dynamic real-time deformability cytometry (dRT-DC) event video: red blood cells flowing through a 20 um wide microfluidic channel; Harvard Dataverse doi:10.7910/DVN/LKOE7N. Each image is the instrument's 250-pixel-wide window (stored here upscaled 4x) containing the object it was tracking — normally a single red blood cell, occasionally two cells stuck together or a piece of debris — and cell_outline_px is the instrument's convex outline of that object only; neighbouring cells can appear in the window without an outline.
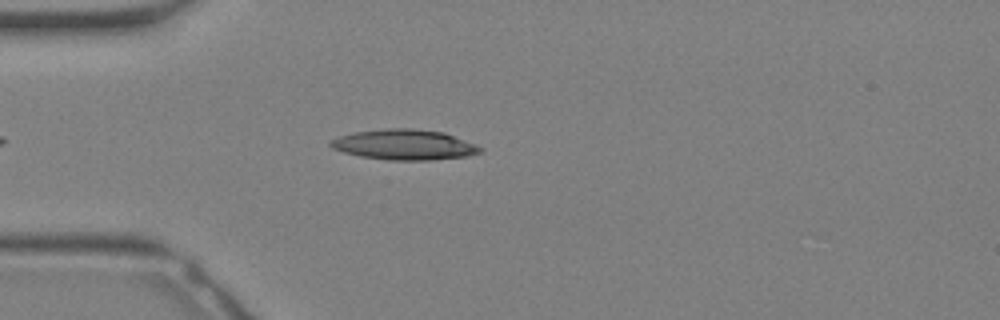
{"species": "Egyptian fruit bat (a non-hibernating species)", "species_latin": "Rousettus aegyptiacus", "temperature_condition": "warm", "stored_images_in_passage": 26, "camera_frame_rate_fps": 3000, "um_per_image_px": 0.085, "animal": {"sex": "female"}, "frame": {"image": 1, "passage_image": 4, "time_ms": 1.0, "image_size_px": [1000, 320], "cell_outline_px": [[484, 148], [480, 152], [464, 156], [432, 160], [388, 160], [360, 156], [344, 152], [332, 148], [328, 144], [332, 140], [340, 136], [356, 132], [388, 128], [412, 128], [444, 132], [476, 144]], "centroid_in_image_um": [34.38, 12.29], "position_along_channel_um": 50.6, "area_um2": 26.3}}
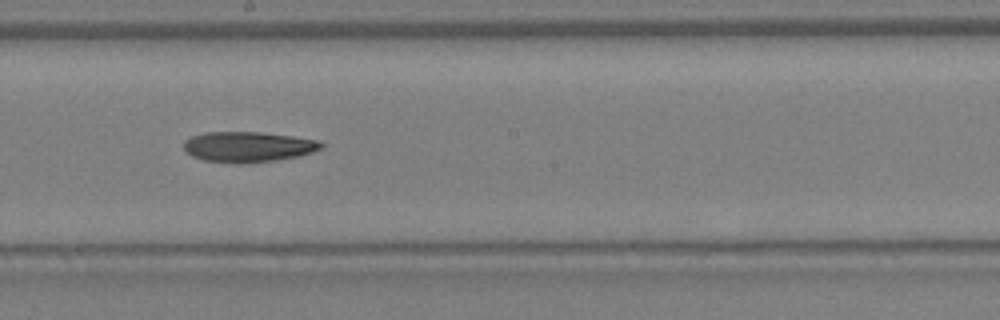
{"frame": {"image": 2, "passage_image": 13, "time_ms": 4.0, "image_size_px": [1000, 320], "cell_outline_px": [[324, 144], [320, 148], [312, 152], [296, 156], [272, 160], [204, 160], [192, 156], [184, 152], [184, 140], [192, 136], [204, 132], [260, 132], [292, 136], [320, 140]], "centroid_in_image_um": [21.07, 12.42], "position_along_channel_um": 227.1, "area_um2": 23.29}}
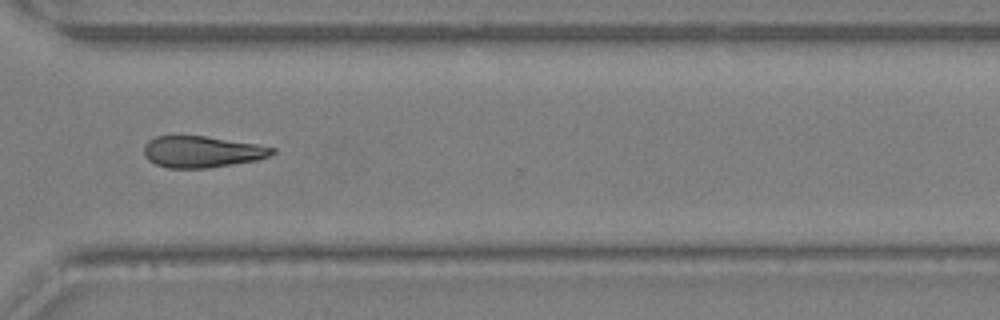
{"frame": {"image": 3, "passage_image": 19, "time_ms": 6.0, "image_size_px": [1000, 320], "cell_outline_px": [[276, 152], [268, 156], [256, 160], [208, 168], [168, 168], [156, 164], [148, 160], [144, 156], [144, 144], [148, 140], [156, 136], [204, 136], [256, 144], [276, 148]], "centroid_in_image_um": [17.14, 12.9], "position_along_channel_um": 353.5, "area_um2": 23.41}}